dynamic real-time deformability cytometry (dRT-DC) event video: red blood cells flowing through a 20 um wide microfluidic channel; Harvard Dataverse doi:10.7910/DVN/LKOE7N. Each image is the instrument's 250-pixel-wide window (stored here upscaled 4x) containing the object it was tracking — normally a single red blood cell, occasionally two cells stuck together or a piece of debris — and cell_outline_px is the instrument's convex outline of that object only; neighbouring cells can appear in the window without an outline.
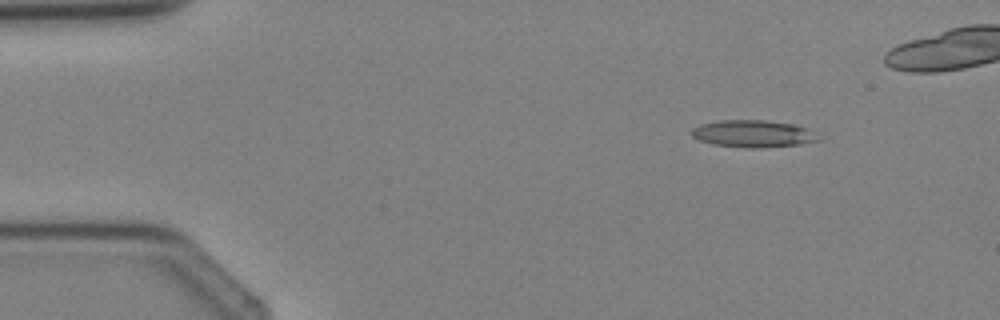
{"species": "Egyptian fruit bat (a non-hibernating species)", "species_latin": "Rousettus aegyptiacus", "temperature_condition": "cold", "stored_images_in_passage": 6, "segment_of_instrument_passage": [1, 2], "camera_frame_rate_fps": 3000, "um_per_image_px": 0.085, "animal": {"sex": "female"}, "frame": {"image": 1, "passage_image": 2, "time_ms": 1.0, "image_size_px": [1000, 320], "cell_outline_px": [[820, 140], [800, 144], [756, 148], [748, 148], [712, 144], [700, 140], [692, 136], [688, 132], [692, 128], [700, 124], [720, 120], [768, 120], [796, 124], [808, 128]], "centroid_in_image_um": [63.97, 11.35], "position_along_channel_um": 21.0, "area_um2": 20.11}}
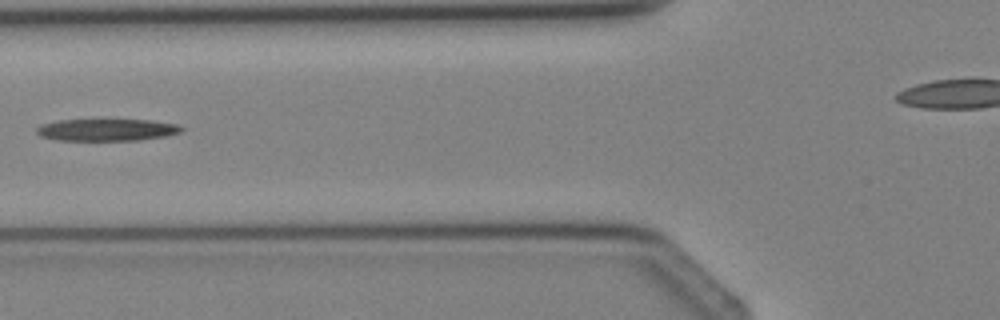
{"frame": {"image": 2, "passage_image": 5, "time_ms": 4.333, "image_size_px": [1000, 320], "cell_outline_px": [[184, 128], [180, 132], [168, 136], [140, 140], [56, 140], [40, 136], [36, 132], [36, 128], [40, 124], [56, 120], [152, 120], [180, 124]], "centroid_in_image_um": [9.1, 11.03], "position_along_channel_um": 116.7, "area_um2": 18.79}}